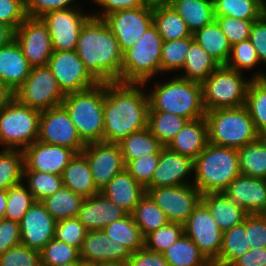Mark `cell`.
I'll list each match as a JSON object with an SVG mask.
<instances>
[{
  "label": "cell",
  "mask_w": 266,
  "mask_h": 266,
  "mask_svg": "<svg viewBox=\"0 0 266 266\" xmlns=\"http://www.w3.org/2000/svg\"><path fill=\"white\" fill-rule=\"evenodd\" d=\"M194 41L220 65H225L230 57L231 44L216 20L195 31Z\"/></svg>",
  "instance_id": "4dcf8cb0"
},
{
  "label": "cell",
  "mask_w": 266,
  "mask_h": 266,
  "mask_svg": "<svg viewBox=\"0 0 266 266\" xmlns=\"http://www.w3.org/2000/svg\"><path fill=\"white\" fill-rule=\"evenodd\" d=\"M144 83H105L104 142L120 143L148 127L149 98Z\"/></svg>",
  "instance_id": "6da1fadb"
},
{
  "label": "cell",
  "mask_w": 266,
  "mask_h": 266,
  "mask_svg": "<svg viewBox=\"0 0 266 266\" xmlns=\"http://www.w3.org/2000/svg\"><path fill=\"white\" fill-rule=\"evenodd\" d=\"M62 181L63 186L83 198H89L100 192L94 183L88 160L82 153L76 154L68 163L62 173Z\"/></svg>",
  "instance_id": "f1b7e54d"
},
{
  "label": "cell",
  "mask_w": 266,
  "mask_h": 266,
  "mask_svg": "<svg viewBox=\"0 0 266 266\" xmlns=\"http://www.w3.org/2000/svg\"><path fill=\"white\" fill-rule=\"evenodd\" d=\"M209 143L205 117L189 120L166 146L169 150L195 159Z\"/></svg>",
  "instance_id": "d4e9b609"
},
{
  "label": "cell",
  "mask_w": 266,
  "mask_h": 266,
  "mask_svg": "<svg viewBox=\"0 0 266 266\" xmlns=\"http://www.w3.org/2000/svg\"><path fill=\"white\" fill-rule=\"evenodd\" d=\"M204 117L211 144L238 149L261 136L245 105L206 111Z\"/></svg>",
  "instance_id": "8992f818"
},
{
  "label": "cell",
  "mask_w": 266,
  "mask_h": 266,
  "mask_svg": "<svg viewBox=\"0 0 266 266\" xmlns=\"http://www.w3.org/2000/svg\"><path fill=\"white\" fill-rule=\"evenodd\" d=\"M223 193L248 214H261L266 208V179L240 174Z\"/></svg>",
  "instance_id": "603a6c76"
},
{
  "label": "cell",
  "mask_w": 266,
  "mask_h": 266,
  "mask_svg": "<svg viewBox=\"0 0 266 266\" xmlns=\"http://www.w3.org/2000/svg\"><path fill=\"white\" fill-rule=\"evenodd\" d=\"M221 30L232 45L249 39L251 27L255 20H242L235 17H215Z\"/></svg>",
  "instance_id": "11a10c76"
},
{
  "label": "cell",
  "mask_w": 266,
  "mask_h": 266,
  "mask_svg": "<svg viewBox=\"0 0 266 266\" xmlns=\"http://www.w3.org/2000/svg\"><path fill=\"white\" fill-rule=\"evenodd\" d=\"M24 171H38L62 176L77 154L74 150L36 140L24 151Z\"/></svg>",
  "instance_id": "d6986e66"
},
{
  "label": "cell",
  "mask_w": 266,
  "mask_h": 266,
  "mask_svg": "<svg viewBox=\"0 0 266 266\" xmlns=\"http://www.w3.org/2000/svg\"><path fill=\"white\" fill-rule=\"evenodd\" d=\"M98 266H127L126 263H102Z\"/></svg>",
  "instance_id": "8c879c8a"
},
{
  "label": "cell",
  "mask_w": 266,
  "mask_h": 266,
  "mask_svg": "<svg viewBox=\"0 0 266 266\" xmlns=\"http://www.w3.org/2000/svg\"><path fill=\"white\" fill-rule=\"evenodd\" d=\"M83 266H98V265H93V264H84Z\"/></svg>",
  "instance_id": "34e18365"
},
{
  "label": "cell",
  "mask_w": 266,
  "mask_h": 266,
  "mask_svg": "<svg viewBox=\"0 0 266 266\" xmlns=\"http://www.w3.org/2000/svg\"><path fill=\"white\" fill-rule=\"evenodd\" d=\"M219 65L212 56L193 41L189 46L187 57L181 70L184 74L181 73L177 76L202 84Z\"/></svg>",
  "instance_id": "1f68e13d"
},
{
  "label": "cell",
  "mask_w": 266,
  "mask_h": 266,
  "mask_svg": "<svg viewBox=\"0 0 266 266\" xmlns=\"http://www.w3.org/2000/svg\"><path fill=\"white\" fill-rule=\"evenodd\" d=\"M7 207V190H0V220L4 219Z\"/></svg>",
  "instance_id": "89a4df30"
},
{
  "label": "cell",
  "mask_w": 266,
  "mask_h": 266,
  "mask_svg": "<svg viewBox=\"0 0 266 266\" xmlns=\"http://www.w3.org/2000/svg\"><path fill=\"white\" fill-rule=\"evenodd\" d=\"M215 17L258 20L266 12L265 0H213Z\"/></svg>",
  "instance_id": "74e56055"
},
{
  "label": "cell",
  "mask_w": 266,
  "mask_h": 266,
  "mask_svg": "<svg viewBox=\"0 0 266 266\" xmlns=\"http://www.w3.org/2000/svg\"><path fill=\"white\" fill-rule=\"evenodd\" d=\"M184 235V225L168 222L144 237V247L153 252L162 253Z\"/></svg>",
  "instance_id": "681fc988"
},
{
  "label": "cell",
  "mask_w": 266,
  "mask_h": 266,
  "mask_svg": "<svg viewBox=\"0 0 266 266\" xmlns=\"http://www.w3.org/2000/svg\"><path fill=\"white\" fill-rule=\"evenodd\" d=\"M231 266H266V248H250Z\"/></svg>",
  "instance_id": "e7e4bbea"
},
{
  "label": "cell",
  "mask_w": 266,
  "mask_h": 266,
  "mask_svg": "<svg viewBox=\"0 0 266 266\" xmlns=\"http://www.w3.org/2000/svg\"><path fill=\"white\" fill-rule=\"evenodd\" d=\"M183 225L184 234L195 243L209 261L214 262L221 252L223 231L202 201Z\"/></svg>",
  "instance_id": "4fadbf2b"
},
{
  "label": "cell",
  "mask_w": 266,
  "mask_h": 266,
  "mask_svg": "<svg viewBox=\"0 0 266 266\" xmlns=\"http://www.w3.org/2000/svg\"><path fill=\"white\" fill-rule=\"evenodd\" d=\"M14 39L32 67L48 65L53 49L47 26L41 18L27 17L15 30Z\"/></svg>",
  "instance_id": "e0dca14e"
},
{
  "label": "cell",
  "mask_w": 266,
  "mask_h": 266,
  "mask_svg": "<svg viewBox=\"0 0 266 266\" xmlns=\"http://www.w3.org/2000/svg\"><path fill=\"white\" fill-rule=\"evenodd\" d=\"M163 39L153 23L140 40L123 53V72L118 82L144 83L161 72Z\"/></svg>",
  "instance_id": "ba28073f"
},
{
  "label": "cell",
  "mask_w": 266,
  "mask_h": 266,
  "mask_svg": "<svg viewBox=\"0 0 266 266\" xmlns=\"http://www.w3.org/2000/svg\"><path fill=\"white\" fill-rule=\"evenodd\" d=\"M75 1L76 0H25L27 17L40 18L50 11L80 8L76 5L77 3L74 4Z\"/></svg>",
  "instance_id": "680465c9"
},
{
  "label": "cell",
  "mask_w": 266,
  "mask_h": 266,
  "mask_svg": "<svg viewBox=\"0 0 266 266\" xmlns=\"http://www.w3.org/2000/svg\"><path fill=\"white\" fill-rule=\"evenodd\" d=\"M42 266H60L80 260L79 250L52 238L40 251Z\"/></svg>",
  "instance_id": "7dc6e473"
},
{
  "label": "cell",
  "mask_w": 266,
  "mask_h": 266,
  "mask_svg": "<svg viewBox=\"0 0 266 266\" xmlns=\"http://www.w3.org/2000/svg\"><path fill=\"white\" fill-rule=\"evenodd\" d=\"M194 41L193 36L172 41H163L161 50V73L182 70L187 51Z\"/></svg>",
  "instance_id": "bcb514c9"
},
{
  "label": "cell",
  "mask_w": 266,
  "mask_h": 266,
  "mask_svg": "<svg viewBox=\"0 0 266 266\" xmlns=\"http://www.w3.org/2000/svg\"><path fill=\"white\" fill-rule=\"evenodd\" d=\"M91 16L81 8H71L50 11L40 17L47 26L53 51H75L80 31Z\"/></svg>",
  "instance_id": "7c38bea8"
},
{
  "label": "cell",
  "mask_w": 266,
  "mask_h": 266,
  "mask_svg": "<svg viewBox=\"0 0 266 266\" xmlns=\"http://www.w3.org/2000/svg\"><path fill=\"white\" fill-rule=\"evenodd\" d=\"M127 266H169L162 253L147 250L145 247L133 252L126 261Z\"/></svg>",
  "instance_id": "6125c7cd"
},
{
  "label": "cell",
  "mask_w": 266,
  "mask_h": 266,
  "mask_svg": "<svg viewBox=\"0 0 266 266\" xmlns=\"http://www.w3.org/2000/svg\"><path fill=\"white\" fill-rule=\"evenodd\" d=\"M131 252L121 243L110 239L102 230L88 231L79 250L86 264L126 263Z\"/></svg>",
  "instance_id": "7402d4cb"
},
{
  "label": "cell",
  "mask_w": 266,
  "mask_h": 266,
  "mask_svg": "<svg viewBox=\"0 0 266 266\" xmlns=\"http://www.w3.org/2000/svg\"><path fill=\"white\" fill-rule=\"evenodd\" d=\"M127 213L101 192L84 198L77 218L88 231L102 230L108 224L123 218Z\"/></svg>",
  "instance_id": "cb8c5ba5"
},
{
  "label": "cell",
  "mask_w": 266,
  "mask_h": 266,
  "mask_svg": "<svg viewBox=\"0 0 266 266\" xmlns=\"http://www.w3.org/2000/svg\"><path fill=\"white\" fill-rule=\"evenodd\" d=\"M28 190L35 201H42L63 187L62 176L38 171H23Z\"/></svg>",
  "instance_id": "f6af8a7d"
},
{
  "label": "cell",
  "mask_w": 266,
  "mask_h": 266,
  "mask_svg": "<svg viewBox=\"0 0 266 266\" xmlns=\"http://www.w3.org/2000/svg\"><path fill=\"white\" fill-rule=\"evenodd\" d=\"M14 33L15 31L10 26L0 22V48L14 39Z\"/></svg>",
  "instance_id": "03108f58"
},
{
  "label": "cell",
  "mask_w": 266,
  "mask_h": 266,
  "mask_svg": "<svg viewBox=\"0 0 266 266\" xmlns=\"http://www.w3.org/2000/svg\"><path fill=\"white\" fill-rule=\"evenodd\" d=\"M245 106L257 132L266 136V78H252L247 89Z\"/></svg>",
  "instance_id": "ab89813d"
},
{
  "label": "cell",
  "mask_w": 266,
  "mask_h": 266,
  "mask_svg": "<svg viewBox=\"0 0 266 266\" xmlns=\"http://www.w3.org/2000/svg\"><path fill=\"white\" fill-rule=\"evenodd\" d=\"M260 63L255 47L249 40L231 46V53L228 62L225 64L238 72L249 70Z\"/></svg>",
  "instance_id": "816d5d0a"
},
{
  "label": "cell",
  "mask_w": 266,
  "mask_h": 266,
  "mask_svg": "<svg viewBox=\"0 0 266 266\" xmlns=\"http://www.w3.org/2000/svg\"><path fill=\"white\" fill-rule=\"evenodd\" d=\"M64 97L47 65L32 67L24 83L14 91V98L20 104L39 111L61 105Z\"/></svg>",
  "instance_id": "30bf717a"
},
{
  "label": "cell",
  "mask_w": 266,
  "mask_h": 266,
  "mask_svg": "<svg viewBox=\"0 0 266 266\" xmlns=\"http://www.w3.org/2000/svg\"><path fill=\"white\" fill-rule=\"evenodd\" d=\"M85 263L80 259L79 261L70 263V264H63L60 266H83Z\"/></svg>",
  "instance_id": "2644e50d"
},
{
  "label": "cell",
  "mask_w": 266,
  "mask_h": 266,
  "mask_svg": "<svg viewBox=\"0 0 266 266\" xmlns=\"http://www.w3.org/2000/svg\"><path fill=\"white\" fill-rule=\"evenodd\" d=\"M246 234L250 248H266V217L262 214H248Z\"/></svg>",
  "instance_id": "6f0895ef"
},
{
  "label": "cell",
  "mask_w": 266,
  "mask_h": 266,
  "mask_svg": "<svg viewBox=\"0 0 266 266\" xmlns=\"http://www.w3.org/2000/svg\"><path fill=\"white\" fill-rule=\"evenodd\" d=\"M194 173V160L163 147L151 182L145 189L192 184L188 175Z\"/></svg>",
  "instance_id": "44dd1931"
},
{
  "label": "cell",
  "mask_w": 266,
  "mask_h": 266,
  "mask_svg": "<svg viewBox=\"0 0 266 266\" xmlns=\"http://www.w3.org/2000/svg\"><path fill=\"white\" fill-rule=\"evenodd\" d=\"M155 204L162 210L169 222L184 224L196 206L201 202L202 194L193 184L145 189Z\"/></svg>",
  "instance_id": "5bb4252c"
},
{
  "label": "cell",
  "mask_w": 266,
  "mask_h": 266,
  "mask_svg": "<svg viewBox=\"0 0 266 266\" xmlns=\"http://www.w3.org/2000/svg\"><path fill=\"white\" fill-rule=\"evenodd\" d=\"M81 153L88 160L94 183L100 191L125 169L119 144L92 142L86 144Z\"/></svg>",
  "instance_id": "ac0fdd59"
},
{
  "label": "cell",
  "mask_w": 266,
  "mask_h": 266,
  "mask_svg": "<svg viewBox=\"0 0 266 266\" xmlns=\"http://www.w3.org/2000/svg\"><path fill=\"white\" fill-rule=\"evenodd\" d=\"M37 140L70 148L77 154L81 153L86 146L62 104L41 111Z\"/></svg>",
  "instance_id": "8fae6325"
},
{
  "label": "cell",
  "mask_w": 266,
  "mask_h": 266,
  "mask_svg": "<svg viewBox=\"0 0 266 266\" xmlns=\"http://www.w3.org/2000/svg\"><path fill=\"white\" fill-rule=\"evenodd\" d=\"M125 165L130 161L151 154H160L164 147L148 127L130 134L118 143Z\"/></svg>",
  "instance_id": "e575fe53"
},
{
  "label": "cell",
  "mask_w": 266,
  "mask_h": 266,
  "mask_svg": "<svg viewBox=\"0 0 266 266\" xmlns=\"http://www.w3.org/2000/svg\"><path fill=\"white\" fill-rule=\"evenodd\" d=\"M24 152L22 150L3 149L0 151V190L23 181Z\"/></svg>",
  "instance_id": "ee69618b"
},
{
  "label": "cell",
  "mask_w": 266,
  "mask_h": 266,
  "mask_svg": "<svg viewBox=\"0 0 266 266\" xmlns=\"http://www.w3.org/2000/svg\"><path fill=\"white\" fill-rule=\"evenodd\" d=\"M132 216L143 237L169 222L165 213L159 209L147 192L139 200Z\"/></svg>",
  "instance_id": "b9f144b4"
},
{
  "label": "cell",
  "mask_w": 266,
  "mask_h": 266,
  "mask_svg": "<svg viewBox=\"0 0 266 266\" xmlns=\"http://www.w3.org/2000/svg\"><path fill=\"white\" fill-rule=\"evenodd\" d=\"M261 214L266 217V208L263 210Z\"/></svg>",
  "instance_id": "753ad0ef"
},
{
  "label": "cell",
  "mask_w": 266,
  "mask_h": 266,
  "mask_svg": "<svg viewBox=\"0 0 266 266\" xmlns=\"http://www.w3.org/2000/svg\"><path fill=\"white\" fill-rule=\"evenodd\" d=\"M153 23L163 41L187 38L192 35L184 20L171 5L153 8Z\"/></svg>",
  "instance_id": "8d00e7d4"
},
{
  "label": "cell",
  "mask_w": 266,
  "mask_h": 266,
  "mask_svg": "<svg viewBox=\"0 0 266 266\" xmlns=\"http://www.w3.org/2000/svg\"><path fill=\"white\" fill-rule=\"evenodd\" d=\"M169 266H204L215 265L198 249L185 234L162 252Z\"/></svg>",
  "instance_id": "836d02e7"
},
{
  "label": "cell",
  "mask_w": 266,
  "mask_h": 266,
  "mask_svg": "<svg viewBox=\"0 0 266 266\" xmlns=\"http://www.w3.org/2000/svg\"><path fill=\"white\" fill-rule=\"evenodd\" d=\"M47 66L65 95L92 88L98 83L76 51H53Z\"/></svg>",
  "instance_id": "2e32d148"
},
{
  "label": "cell",
  "mask_w": 266,
  "mask_h": 266,
  "mask_svg": "<svg viewBox=\"0 0 266 266\" xmlns=\"http://www.w3.org/2000/svg\"><path fill=\"white\" fill-rule=\"evenodd\" d=\"M250 79L242 72L219 65L202 83L203 106L205 111L217 108L240 107L245 105L247 89L252 78H266V73L256 72Z\"/></svg>",
  "instance_id": "52a82bcc"
},
{
  "label": "cell",
  "mask_w": 266,
  "mask_h": 266,
  "mask_svg": "<svg viewBox=\"0 0 266 266\" xmlns=\"http://www.w3.org/2000/svg\"><path fill=\"white\" fill-rule=\"evenodd\" d=\"M100 192L127 214H132L146 190L124 169Z\"/></svg>",
  "instance_id": "4316f807"
},
{
  "label": "cell",
  "mask_w": 266,
  "mask_h": 266,
  "mask_svg": "<svg viewBox=\"0 0 266 266\" xmlns=\"http://www.w3.org/2000/svg\"><path fill=\"white\" fill-rule=\"evenodd\" d=\"M144 5L150 8H156L160 6H168L172 0H143Z\"/></svg>",
  "instance_id": "a7ac6f4b"
},
{
  "label": "cell",
  "mask_w": 266,
  "mask_h": 266,
  "mask_svg": "<svg viewBox=\"0 0 266 266\" xmlns=\"http://www.w3.org/2000/svg\"><path fill=\"white\" fill-rule=\"evenodd\" d=\"M31 68L15 39L0 48V80L13 92L24 83Z\"/></svg>",
  "instance_id": "484cf974"
},
{
  "label": "cell",
  "mask_w": 266,
  "mask_h": 266,
  "mask_svg": "<svg viewBox=\"0 0 266 266\" xmlns=\"http://www.w3.org/2000/svg\"><path fill=\"white\" fill-rule=\"evenodd\" d=\"M14 99V92L0 80V110Z\"/></svg>",
  "instance_id": "003e7915"
},
{
  "label": "cell",
  "mask_w": 266,
  "mask_h": 266,
  "mask_svg": "<svg viewBox=\"0 0 266 266\" xmlns=\"http://www.w3.org/2000/svg\"><path fill=\"white\" fill-rule=\"evenodd\" d=\"M118 40L121 52L135 45L153 24V8L142 6L119 10L102 18Z\"/></svg>",
  "instance_id": "9a60e30c"
},
{
  "label": "cell",
  "mask_w": 266,
  "mask_h": 266,
  "mask_svg": "<svg viewBox=\"0 0 266 266\" xmlns=\"http://www.w3.org/2000/svg\"><path fill=\"white\" fill-rule=\"evenodd\" d=\"M240 173L266 179V136L237 149Z\"/></svg>",
  "instance_id": "d6a6232c"
},
{
  "label": "cell",
  "mask_w": 266,
  "mask_h": 266,
  "mask_svg": "<svg viewBox=\"0 0 266 266\" xmlns=\"http://www.w3.org/2000/svg\"><path fill=\"white\" fill-rule=\"evenodd\" d=\"M102 231L114 242L121 243L133 253L144 247V237L136 225L132 214L108 224Z\"/></svg>",
  "instance_id": "f35d334b"
},
{
  "label": "cell",
  "mask_w": 266,
  "mask_h": 266,
  "mask_svg": "<svg viewBox=\"0 0 266 266\" xmlns=\"http://www.w3.org/2000/svg\"><path fill=\"white\" fill-rule=\"evenodd\" d=\"M19 244H21L19 222L8 219L0 220V255Z\"/></svg>",
  "instance_id": "91938a15"
},
{
  "label": "cell",
  "mask_w": 266,
  "mask_h": 266,
  "mask_svg": "<svg viewBox=\"0 0 266 266\" xmlns=\"http://www.w3.org/2000/svg\"><path fill=\"white\" fill-rule=\"evenodd\" d=\"M105 83L66 94L62 105L67 110L81 140L85 143L104 141Z\"/></svg>",
  "instance_id": "5b68a950"
},
{
  "label": "cell",
  "mask_w": 266,
  "mask_h": 266,
  "mask_svg": "<svg viewBox=\"0 0 266 266\" xmlns=\"http://www.w3.org/2000/svg\"><path fill=\"white\" fill-rule=\"evenodd\" d=\"M84 198L63 186L41 202L47 212L57 221L77 217Z\"/></svg>",
  "instance_id": "60d3db41"
},
{
  "label": "cell",
  "mask_w": 266,
  "mask_h": 266,
  "mask_svg": "<svg viewBox=\"0 0 266 266\" xmlns=\"http://www.w3.org/2000/svg\"><path fill=\"white\" fill-rule=\"evenodd\" d=\"M219 228L225 232L244 222L248 213L231 201L223 192H210L201 196Z\"/></svg>",
  "instance_id": "83f0119b"
},
{
  "label": "cell",
  "mask_w": 266,
  "mask_h": 266,
  "mask_svg": "<svg viewBox=\"0 0 266 266\" xmlns=\"http://www.w3.org/2000/svg\"><path fill=\"white\" fill-rule=\"evenodd\" d=\"M248 40L255 47L260 63L266 66V12L253 22Z\"/></svg>",
  "instance_id": "94428289"
},
{
  "label": "cell",
  "mask_w": 266,
  "mask_h": 266,
  "mask_svg": "<svg viewBox=\"0 0 266 266\" xmlns=\"http://www.w3.org/2000/svg\"><path fill=\"white\" fill-rule=\"evenodd\" d=\"M160 154H151L130 160L125 169L144 188L151 182L154 171L158 166Z\"/></svg>",
  "instance_id": "db71d44e"
},
{
  "label": "cell",
  "mask_w": 266,
  "mask_h": 266,
  "mask_svg": "<svg viewBox=\"0 0 266 266\" xmlns=\"http://www.w3.org/2000/svg\"><path fill=\"white\" fill-rule=\"evenodd\" d=\"M76 53L98 83L119 81L123 72V53L118 40L102 18L93 15L82 27Z\"/></svg>",
  "instance_id": "7a4b0ae2"
},
{
  "label": "cell",
  "mask_w": 266,
  "mask_h": 266,
  "mask_svg": "<svg viewBox=\"0 0 266 266\" xmlns=\"http://www.w3.org/2000/svg\"><path fill=\"white\" fill-rule=\"evenodd\" d=\"M88 230L77 217L56 221L54 238L80 250Z\"/></svg>",
  "instance_id": "f907efd6"
},
{
  "label": "cell",
  "mask_w": 266,
  "mask_h": 266,
  "mask_svg": "<svg viewBox=\"0 0 266 266\" xmlns=\"http://www.w3.org/2000/svg\"><path fill=\"white\" fill-rule=\"evenodd\" d=\"M250 249L246 234V218L243 223L223 232L222 247L215 266H231Z\"/></svg>",
  "instance_id": "d590c367"
},
{
  "label": "cell",
  "mask_w": 266,
  "mask_h": 266,
  "mask_svg": "<svg viewBox=\"0 0 266 266\" xmlns=\"http://www.w3.org/2000/svg\"><path fill=\"white\" fill-rule=\"evenodd\" d=\"M154 85L148 94L149 112H169L189 120L205 116L201 83L176 75Z\"/></svg>",
  "instance_id": "3957f363"
},
{
  "label": "cell",
  "mask_w": 266,
  "mask_h": 266,
  "mask_svg": "<svg viewBox=\"0 0 266 266\" xmlns=\"http://www.w3.org/2000/svg\"><path fill=\"white\" fill-rule=\"evenodd\" d=\"M0 266H42L40 252L19 244L0 255Z\"/></svg>",
  "instance_id": "f5cc1de1"
},
{
  "label": "cell",
  "mask_w": 266,
  "mask_h": 266,
  "mask_svg": "<svg viewBox=\"0 0 266 266\" xmlns=\"http://www.w3.org/2000/svg\"><path fill=\"white\" fill-rule=\"evenodd\" d=\"M41 111L20 104L15 98L0 110V144L4 149L24 151L39 136Z\"/></svg>",
  "instance_id": "9c48e42d"
},
{
  "label": "cell",
  "mask_w": 266,
  "mask_h": 266,
  "mask_svg": "<svg viewBox=\"0 0 266 266\" xmlns=\"http://www.w3.org/2000/svg\"><path fill=\"white\" fill-rule=\"evenodd\" d=\"M56 220L41 201H35L19 222L21 244L41 251L54 238Z\"/></svg>",
  "instance_id": "ffe728a7"
},
{
  "label": "cell",
  "mask_w": 266,
  "mask_h": 266,
  "mask_svg": "<svg viewBox=\"0 0 266 266\" xmlns=\"http://www.w3.org/2000/svg\"><path fill=\"white\" fill-rule=\"evenodd\" d=\"M99 7L102 12L92 13L94 17L103 18L105 15L125 9H133L145 6L143 0H92Z\"/></svg>",
  "instance_id": "be15d7a7"
},
{
  "label": "cell",
  "mask_w": 266,
  "mask_h": 266,
  "mask_svg": "<svg viewBox=\"0 0 266 266\" xmlns=\"http://www.w3.org/2000/svg\"><path fill=\"white\" fill-rule=\"evenodd\" d=\"M23 183L12 186L7 190V207L4 219L20 222L35 202L32 193Z\"/></svg>",
  "instance_id": "c3c4849f"
},
{
  "label": "cell",
  "mask_w": 266,
  "mask_h": 266,
  "mask_svg": "<svg viewBox=\"0 0 266 266\" xmlns=\"http://www.w3.org/2000/svg\"><path fill=\"white\" fill-rule=\"evenodd\" d=\"M170 5L192 34L215 20L213 0H172Z\"/></svg>",
  "instance_id": "f546056e"
},
{
  "label": "cell",
  "mask_w": 266,
  "mask_h": 266,
  "mask_svg": "<svg viewBox=\"0 0 266 266\" xmlns=\"http://www.w3.org/2000/svg\"><path fill=\"white\" fill-rule=\"evenodd\" d=\"M189 119L169 112H148V129L166 147Z\"/></svg>",
  "instance_id": "7bdbcfd3"
},
{
  "label": "cell",
  "mask_w": 266,
  "mask_h": 266,
  "mask_svg": "<svg viewBox=\"0 0 266 266\" xmlns=\"http://www.w3.org/2000/svg\"><path fill=\"white\" fill-rule=\"evenodd\" d=\"M27 18L25 0H0V22L14 31Z\"/></svg>",
  "instance_id": "9f6ffc18"
},
{
  "label": "cell",
  "mask_w": 266,
  "mask_h": 266,
  "mask_svg": "<svg viewBox=\"0 0 266 266\" xmlns=\"http://www.w3.org/2000/svg\"><path fill=\"white\" fill-rule=\"evenodd\" d=\"M193 185L203 195L223 192L239 176V161L236 148L208 143L194 159Z\"/></svg>",
  "instance_id": "277c9868"
}]
</instances>
